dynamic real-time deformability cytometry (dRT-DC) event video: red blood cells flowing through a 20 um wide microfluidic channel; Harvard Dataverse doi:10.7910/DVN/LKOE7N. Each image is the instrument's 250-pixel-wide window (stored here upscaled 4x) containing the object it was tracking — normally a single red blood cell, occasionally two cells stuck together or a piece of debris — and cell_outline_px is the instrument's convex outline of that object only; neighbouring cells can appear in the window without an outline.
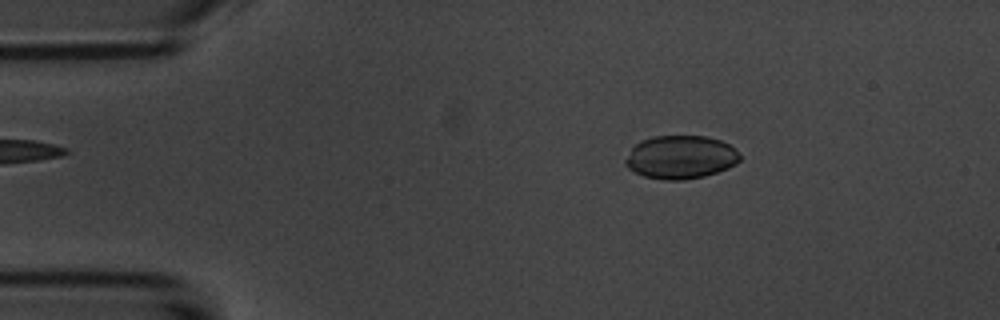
{"species": "common noctule bat (a hibernating species)", "species_latin": "Nyctalus noctula", "temperature_condition": "room temperature", "stored_images_in_passage": 53, "camera_frame_rate_fps": 3000, "um_per_image_px": 0.085, "animal": {"sex": "male", "body_mass_g": 20.1, "forearm_length_mm": 53.5}, "frame": {"image": 1, "passage_image": 8, "time_ms": 2.333, "image_size_px": [1000, 320], "cell_outline_px": [[740, 160], [736, 164], [728, 168], [704, 176], [684, 180], [664, 180], [644, 176], [628, 168], [624, 164], [624, 160], [632, 148], [640, 140], [652, 136], [704, 136], [720, 140], [728, 144], [740, 156]], "centroid_in_image_um": [57.82, 13.36], "position_along_channel_um": 27.2, "area_um2": 28.78}}
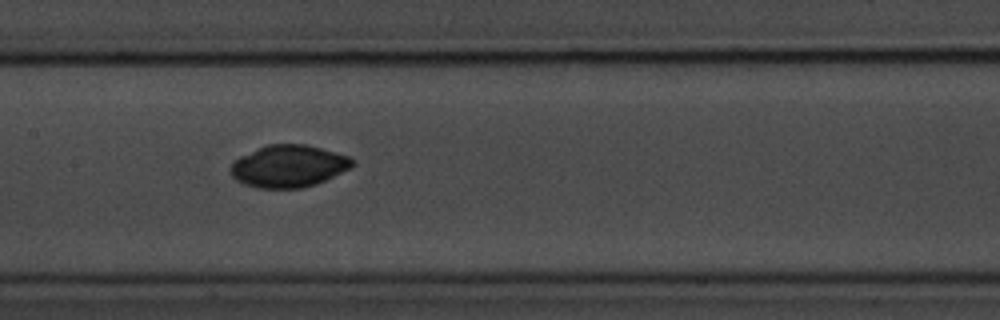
{"frame": {"image": 2, "passage_image": 25, "time_ms": 8.0, "image_size_px": [1000, 320], "cell_outline_px": [[356, 164], [352, 168], [316, 184], [300, 188], [256, 188], [244, 184], [236, 180], [232, 176], [228, 168], [240, 156], [268, 144], [304, 144], [320, 148], [348, 156], [356, 160]], "centroid_in_image_um": [24.54, 14.13], "position_along_channel_um": 182.9, "area_um2": 30.0}}
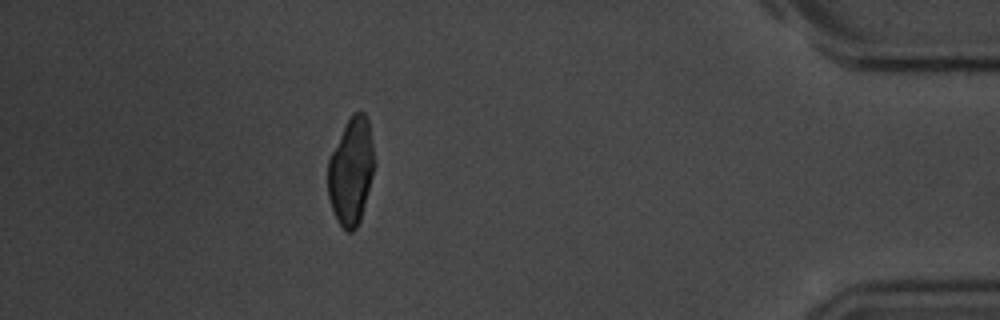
{"frame": {"image": 3, "passage_image": 47, "time_ms": 15.333, "image_size_px": [1000, 320], "cell_outline_px": [[376, 164], [360, 220], [356, 228], [352, 232], [348, 232], [336, 220], [328, 196], [328, 160], [344, 124], [352, 112], [364, 112], [368, 116]], "centroid_in_image_um": [29.86, 14.51], "position_along_channel_um": 405.3, "area_um2": 29.3}, "authors_computed_cell_mechanics": {"area_um2": 29.189, "velocity_mm_per_s": 3.712, "shape_relaxation_time_tau1_ms": 3.2818, "shape_relaxation_time_tau2_ms": 2.759, "deformation_change_tau1": 0.058, "deformation_change_tau2": 0.0289}}